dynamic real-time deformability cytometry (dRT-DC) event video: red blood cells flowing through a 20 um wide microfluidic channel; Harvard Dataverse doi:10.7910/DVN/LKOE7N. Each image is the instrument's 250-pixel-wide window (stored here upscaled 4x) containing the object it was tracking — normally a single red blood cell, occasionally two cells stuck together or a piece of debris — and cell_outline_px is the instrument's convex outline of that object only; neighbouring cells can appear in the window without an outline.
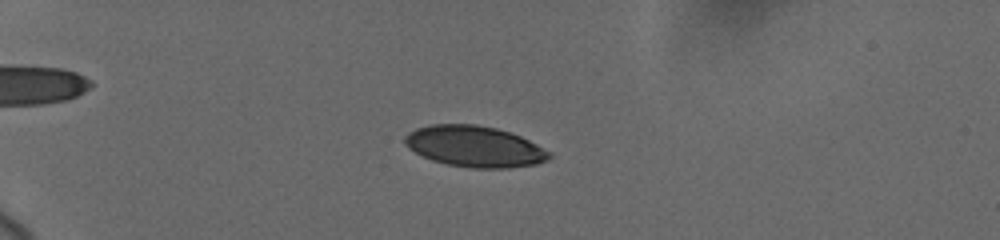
{"species": "human", "species_latin": "Homo sapiens", "temperature_condition": "cold", "stored_images_in_passage": 32, "camera_frame_rate_fps": 3000, "um_per_image_px": 0.085, "donor": {"sex": "female"}, "frame": {"image": 1, "passage_image": 9, "time_ms": 4.667, "image_size_px": [1000, 240], "cell_outline_px": [[552, 156], [548, 160], [536, 164], [508, 168], [472, 168], [448, 164], [432, 160], [408, 148], [404, 144], [404, 136], [408, 132], [416, 128], [432, 124], [476, 124], [496, 128], [520, 136], [552, 152]], "centroid_in_image_um": [40.34, 12.44], "position_along_channel_um": 44.7, "area_um2": 34.56}}
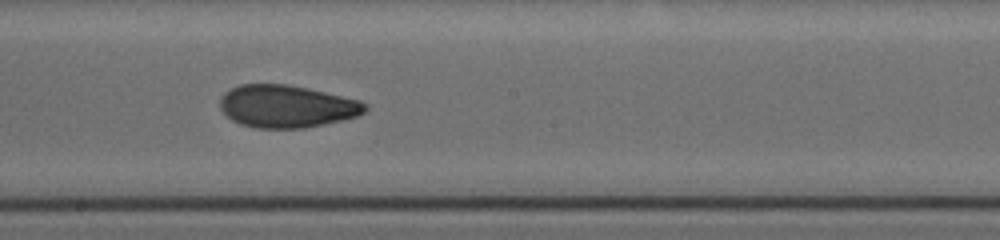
{"frame": {"image": 2, "passage_image": 20, "time_ms": 11.0, "image_size_px": [1000, 240], "cell_outline_px": [[368, 108], [364, 112], [356, 116], [324, 124], [304, 128], [256, 128], [240, 124], [232, 120], [220, 108], [220, 96], [224, 92], [240, 84], [288, 84], [308, 88], [360, 100], [368, 104]], "centroid_in_image_um": [24.36, 9.03], "position_along_channel_um": 223.8, "area_um2": 35.95}}
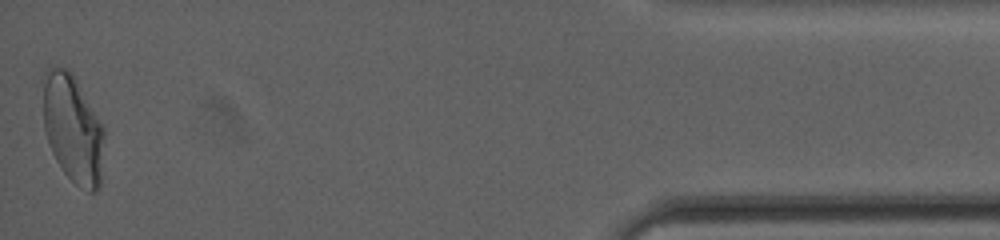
{"frame": {"image": 3, "passage_image": 32, "time_ms": 18.333, "image_size_px": [1000, 240], "cell_outline_px": [[104, 136], [100, 188], [96, 192], [88, 192], [80, 188], [64, 172], [56, 160], [52, 152], [44, 132], [40, 80], [44, 68], [68, 68], [72, 72], [104, 128]], "centroid_in_image_um": [6.14, 10.9], "position_along_channel_um": 429.1, "area_um2": 39.36}, "authors_computed_cell_mechanics": {"area_um2": 35.0846, "velocity_mm_per_s": 3.7006, "shape_relaxation_time_tau1_ms": 4.7008, "shape_relaxation_time_tau2_ms": 2.8844, "deformation_change_tau1": 0.1509, "deformation_change_tau2": 0.0797}}